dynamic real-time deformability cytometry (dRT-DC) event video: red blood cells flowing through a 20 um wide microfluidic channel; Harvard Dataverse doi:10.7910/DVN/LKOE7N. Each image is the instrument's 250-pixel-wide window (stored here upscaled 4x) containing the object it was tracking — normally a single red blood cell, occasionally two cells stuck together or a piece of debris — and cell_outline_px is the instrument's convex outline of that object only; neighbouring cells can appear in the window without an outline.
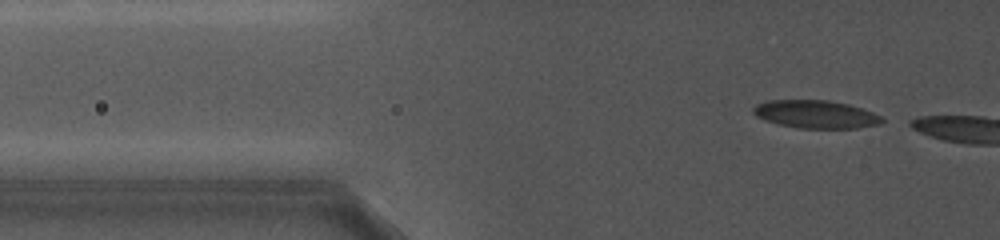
{"species": "common noctule bat (a hibernating species)", "species_latin": "Nyctalus noctula", "temperature_condition": "cold", "stored_images_in_passage": 47, "segment_of_instrument_passage": [1, 2], "camera_frame_rate_fps": 5000, "um_per_image_px": 0.085, "animal": {"sex": "female", "body_mass_g": 19.0, "forearm_length_mm": 56.7}, "frame": {"image": 1, "passage_image": 4, "time_ms": 0.8, "image_size_px": [1000, 240], "cell_outline_px": [[884, 120], [872, 124], [852, 128], [800, 128], [780, 124], [768, 120], [760, 116], [752, 108], [760, 104], [772, 100], [824, 100], [844, 104], [860, 108]], "centroid_in_image_um": [69.28, 9.71], "position_along_channel_um": 56.5, "area_um2": 19.65}}
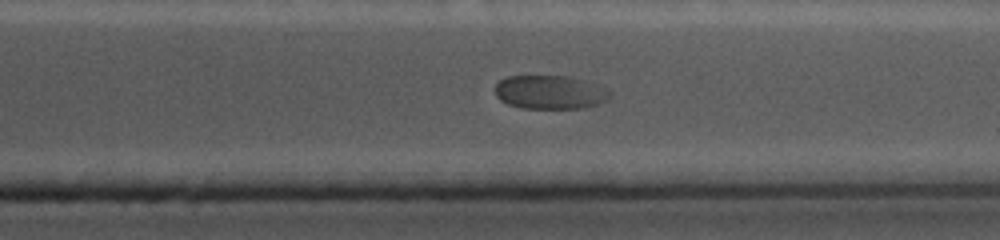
{"frame": {"image": 2, "passage_image": 41, "time_ms": 10.4, "image_size_px": [1000, 240], "cell_outline_px": [[608, 96], [604, 100], [596, 104], [580, 108], [520, 108], [508, 104], [500, 100], [496, 96], [496, 84], [500, 80], [508, 76], [568, 76], [584, 80], [608, 92]], "centroid_in_image_um": [46.64, 7.84], "position_along_channel_um": 364.8, "area_um2": 21.96}}
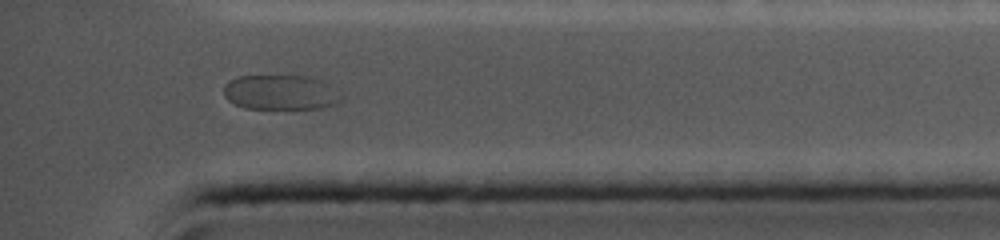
{"frame": {"image": 3, "passage_image": 45, "time_ms": 11.6, "image_size_px": [1000, 240], "cell_outline_px": [[344, 96], [336, 104], [320, 108], [244, 108], [228, 100], [224, 92], [224, 88], [228, 80], [236, 76], [300, 72], [312, 76], [328, 84]], "centroid_in_image_um": [23.87, 7.78], "position_along_channel_um": 411.3, "area_um2": 24.91}}